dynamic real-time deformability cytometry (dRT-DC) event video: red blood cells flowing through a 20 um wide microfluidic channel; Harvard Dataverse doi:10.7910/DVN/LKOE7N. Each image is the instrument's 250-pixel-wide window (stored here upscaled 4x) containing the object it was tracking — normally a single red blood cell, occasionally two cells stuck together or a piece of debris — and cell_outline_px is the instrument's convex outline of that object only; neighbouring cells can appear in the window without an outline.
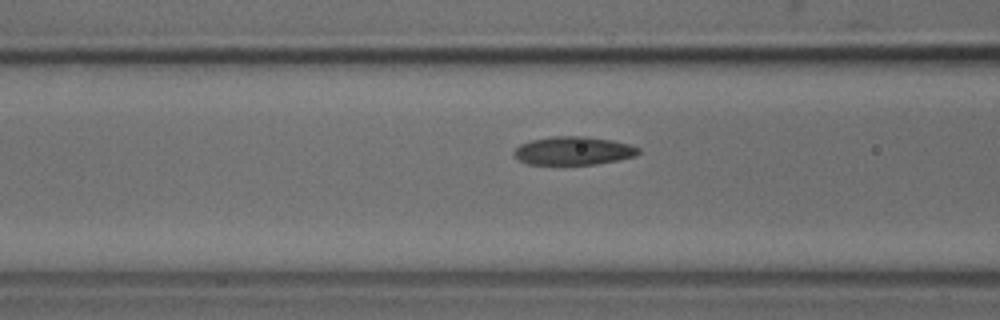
{"species": "common noctule bat (a hibernating species)", "species_latin": "Nyctalus noctula", "temperature_condition": "cold", "stored_images_in_passage": 18, "camera_frame_rate_fps": 3000, "um_per_image_px": 0.085, "animal": {"sex": "male", "body_mass_g": 18.8}, "frame": {"image": 1, "passage_image": 16, "time_ms": 5.0, "image_size_px": [1000, 320], "cell_outline_px": [[640, 152], [636, 156], [596, 164], [528, 164], [520, 160], [512, 152], [520, 144], [532, 140], [552, 136], [584, 136], [612, 140], [628, 144], [640, 148]], "centroid_in_image_um": [48.75, 12.81], "position_along_channel_um": 117.9, "area_um2": 20.4}}